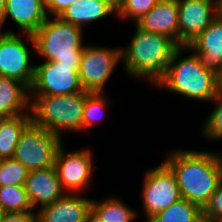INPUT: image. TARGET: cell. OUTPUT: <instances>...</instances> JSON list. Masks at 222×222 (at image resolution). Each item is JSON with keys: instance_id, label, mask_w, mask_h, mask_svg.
Masks as SVG:
<instances>
[{"instance_id": "cell-1", "label": "cell", "mask_w": 222, "mask_h": 222, "mask_svg": "<svg viewBox=\"0 0 222 222\" xmlns=\"http://www.w3.org/2000/svg\"><path fill=\"white\" fill-rule=\"evenodd\" d=\"M164 163L174 173L181 197L201 208L221 182L219 163L214 152L170 151Z\"/></svg>"}, {"instance_id": "cell-2", "label": "cell", "mask_w": 222, "mask_h": 222, "mask_svg": "<svg viewBox=\"0 0 222 222\" xmlns=\"http://www.w3.org/2000/svg\"><path fill=\"white\" fill-rule=\"evenodd\" d=\"M135 29L126 48L121 47V62L129 76L145 77L150 84L156 85L164 77L173 52L179 46L165 35L137 26Z\"/></svg>"}, {"instance_id": "cell-3", "label": "cell", "mask_w": 222, "mask_h": 222, "mask_svg": "<svg viewBox=\"0 0 222 222\" xmlns=\"http://www.w3.org/2000/svg\"><path fill=\"white\" fill-rule=\"evenodd\" d=\"M186 46H179L172 55L164 77L155 85L188 99L212 101L220 92V75L203 67L192 51L181 58Z\"/></svg>"}, {"instance_id": "cell-4", "label": "cell", "mask_w": 222, "mask_h": 222, "mask_svg": "<svg viewBox=\"0 0 222 222\" xmlns=\"http://www.w3.org/2000/svg\"><path fill=\"white\" fill-rule=\"evenodd\" d=\"M86 90L65 95H30L31 123L62 138L82 130Z\"/></svg>"}, {"instance_id": "cell-5", "label": "cell", "mask_w": 222, "mask_h": 222, "mask_svg": "<svg viewBox=\"0 0 222 222\" xmlns=\"http://www.w3.org/2000/svg\"><path fill=\"white\" fill-rule=\"evenodd\" d=\"M48 19L33 34H25L38 56L45 61L79 67L83 52L82 28L63 21L60 17Z\"/></svg>"}, {"instance_id": "cell-6", "label": "cell", "mask_w": 222, "mask_h": 222, "mask_svg": "<svg viewBox=\"0 0 222 222\" xmlns=\"http://www.w3.org/2000/svg\"><path fill=\"white\" fill-rule=\"evenodd\" d=\"M61 145L58 135L30 123L20 135L13 159L29 171L51 168Z\"/></svg>"}, {"instance_id": "cell-7", "label": "cell", "mask_w": 222, "mask_h": 222, "mask_svg": "<svg viewBox=\"0 0 222 222\" xmlns=\"http://www.w3.org/2000/svg\"><path fill=\"white\" fill-rule=\"evenodd\" d=\"M143 179L141 199L145 222L182 198L176 177L164 162L147 171Z\"/></svg>"}, {"instance_id": "cell-8", "label": "cell", "mask_w": 222, "mask_h": 222, "mask_svg": "<svg viewBox=\"0 0 222 222\" xmlns=\"http://www.w3.org/2000/svg\"><path fill=\"white\" fill-rule=\"evenodd\" d=\"M120 61L121 48L84 45L78 70L83 89L104 93V86Z\"/></svg>"}, {"instance_id": "cell-9", "label": "cell", "mask_w": 222, "mask_h": 222, "mask_svg": "<svg viewBox=\"0 0 222 222\" xmlns=\"http://www.w3.org/2000/svg\"><path fill=\"white\" fill-rule=\"evenodd\" d=\"M79 67L60 65L57 61H44L35 65L30 95H65L82 92Z\"/></svg>"}, {"instance_id": "cell-10", "label": "cell", "mask_w": 222, "mask_h": 222, "mask_svg": "<svg viewBox=\"0 0 222 222\" xmlns=\"http://www.w3.org/2000/svg\"><path fill=\"white\" fill-rule=\"evenodd\" d=\"M0 33V76L24 83L29 89L35 74L30 63V50L18 34L11 30Z\"/></svg>"}, {"instance_id": "cell-11", "label": "cell", "mask_w": 222, "mask_h": 222, "mask_svg": "<svg viewBox=\"0 0 222 222\" xmlns=\"http://www.w3.org/2000/svg\"><path fill=\"white\" fill-rule=\"evenodd\" d=\"M63 145L58 149L55 168L59 181L66 193L78 194L89 185L94 172L93 154L90 149L66 153Z\"/></svg>"}, {"instance_id": "cell-12", "label": "cell", "mask_w": 222, "mask_h": 222, "mask_svg": "<svg viewBox=\"0 0 222 222\" xmlns=\"http://www.w3.org/2000/svg\"><path fill=\"white\" fill-rule=\"evenodd\" d=\"M179 46H187L222 12V0H177Z\"/></svg>"}, {"instance_id": "cell-13", "label": "cell", "mask_w": 222, "mask_h": 222, "mask_svg": "<svg viewBox=\"0 0 222 222\" xmlns=\"http://www.w3.org/2000/svg\"><path fill=\"white\" fill-rule=\"evenodd\" d=\"M186 49L195 53L203 67L222 74V12Z\"/></svg>"}, {"instance_id": "cell-14", "label": "cell", "mask_w": 222, "mask_h": 222, "mask_svg": "<svg viewBox=\"0 0 222 222\" xmlns=\"http://www.w3.org/2000/svg\"><path fill=\"white\" fill-rule=\"evenodd\" d=\"M29 202L33 209L52 204L62 198L63 190L55 166L40 170L29 171L24 184Z\"/></svg>"}, {"instance_id": "cell-15", "label": "cell", "mask_w": 222, "mask_h": 222, "mask_svg": "<svg viewBox=\"0 0 222 222\" xmlns=\"http://www.w3.org/2000/svg\"><path fill=\"white\" fill-rule=\"evenodd\" d=\"M92 199L81 194L66 193L52 204L41 208L37 213L38 222H86L91 211Z\"/></svg>"}, {"instance_id": "cell-16", "label": "cell", "mask_w": 222, "mask_h": 222, "mask_svg": "<svg viewBox=\"0 0 222 222\" xmlns=\"http://www.w3.org/2000/svg\"><path fill=\"white\" fill-rule=\"evenodd\" d=\"M135 26L141 30L165 35L179 46V14L177 0H160Z\"/></svg>"}, {"instance_id": "cell-17", "label": "cell", "mask_w": 222, "mask_h": 222, "mask_svg": "<svg viewBox=\"0 0 222 222\" xmlns=\"http://www.w3.org/2000/svg\"><path fill=\"white\" fill-rule=\"evenodd\" d=\"M10 17L24 32L33 35L48 19L45 0H6L5 22Z\"/></svg>"}, {"instance_id": "cell-18", "label": "cell", "mask_w": 222, "mask_h": 222, "mask_svg": "<svg viewBox=\"0 0 222 222\" xmlns=\"http://www.w3.org/2000/svg\"><path fill=\"white\" fill-rule=\"evenodd\" d=\"M26 113H30V89L18 80L0 76V118Z\"/></svg>"}, {"instance_id": "cell-19", "label": "cell", "mask_w": 222, "mask_h": 222, "mask_svg": "<svg viewBox=\"0 0 222 222\" xmlns=\"http://www.w3.org/2000/svg\"><path fill=\"white\" fill-rule=\"evenodd\" d=\"M112 13L116 14L109 5L100 0H77L58 17L84 29V25L96 22Z\"/></svg>"}, {"instance_id": "cell-20", "label": "cell", "mask_w": 222, "mask_h": 222, "mask_svg": "<svg viewBox=\"0 0 222 222\" xmlns=\"http://www.w3.org/2000/svg\"><path fill=\"white\" fill-rule=\"evenodd\" d=\"M30 123V113L0 118V160L13 158L20 135Z\"/></svg>"}, {"instance_id": "cell-21", "label": "cell", "mask_w": 222, "mask_h": 222, "mask_svg": "<svg viewBox=\"0 0 222 222\" xmlns=\"http://www.w3.org/2000/svg\"><path fill=\"white\" fill-rule=\"evenodd\" d=\"M91 210L103 222H131L137 215L135 209L115 196L100 202L92 200Z\"/></svg>"}, {"instance_id": "cell-22", "label": "cell", "mask_w": 222, "mask_h": 222, "mask_svg": "<svg viewBox=\"0 0 222 222\" xmlns=\"http://www.w3.org/2000/svg\"><path fill=\"white\" fill-rule=\"evenodd\" d=\"M148 222H204L202 208L181 198L167 209L153 216Z\"/></svg>"}, {"instance_id": "cell-23", "label": "cell", "mask_w": 222, "mask_h": 222, "mask_svg": "<svg viewBox=\"0 0 222 222\" xmlns=\"http://www.w3.org/2000/svg\"><path fill=\"white\" fill-rule=\"evenodd\" d=\"M0 205L6 213L34 211L24 186L0 187Z\"/></svg>"}, {"instance_id": "cell-24", "label": "cell", "mask_w": 222, "mask_h": 222, "mask_svg": "<svg viewBox=\"0 0 222 222\" xmlns=\"http://www.w3.org/2000/svg\"><path fill=\"white\" fill-rule=\"evenodd\" d=\"M108 98L102 92L86 91V101L83 110L82 131L86 132L89 127L103 120L104 112L109 104Z\"/></svg>"}, {"instance_id": "cell-25", "label": "cell", "mask_w": 222, "mask_h": 222, "mask_svg": "<svg viewBox=\"0 0 222 222\" xmlns=\"http://www.w3.org/2000/svg\"><path fill=\"white\" fill-rule=\"evenodd\" d=\"M29 170L12 159L0 160V187L24 186Z\"/></svg>"}, {"instance_id": "cell-26", "label": "cell", "mask_w": 222, "mask_h": 222, "mask_svg": "<svg viewBox=\"0 0 222 222\" xmlns=\"http://www.w3.org/2000/svg\"><path fill=\"white\" fill-rule=\"evenodd\" d=\"M211 102L216 105L203 125L202 134L207 140L216 141L222 138V90Z\"/></svg>"}, {"instance_id": "cell-27", "label": "cell", "mask_w": 222, "mask_h": 222, "mask_svg": "<svg viewBox=\"0 0 222 222\" xmlns=\"http://www.w3.org/2000/svg\"><path fill=\"white\" fill-rule=\"evenodd\" d=\"M160 0H121L120 8L116 13L121 19H132L136 23L148 13Z\"/></svg>"}, {"instance_id": "cell-28", "label": "cell", "mask_w": 222, "mask_h": 222, "mask_svg": "<svg viewBox=\"0 0 222 222\" xmlns=\"http://www.w3.org/2000/svg\"><path fill=\"white\" fill-rule=\"evenodd\" d=\"M202 217L204 222H214L222 217V181L202 208Z\"/></svg>"}, {"instance_id": "cell-29", "label": "cell", "mask_w": 222, "mask_h": 222, "mask_svg": "<svg viewBox=\"0 0 222 222\" xmlns=\"http://www.w3.org/2000/svg\"><path fill=\"white\" fill-rule=\"evenodd\" d=\"M77 0H45V7L48 15L58 17L68 6Z\"/></svg>"}, {"instance_id": "cell-30", "label": "cell", "mask_w": 222, "mask_h": 222, "mask_svg": "<svg viewBox=\"0 0 222 222\" xmlns=\"http://www.w3.org/2000/svg\"><path fill=\"white\" fill-rule=\"evenodd\" d=\"M37 213L34 211L5 213L0 222H36Z\"/></svg>"}, {"instance_id": "cell-31", "label": "cell", "mask_w": 222, "mask_h": 222, "mask_svg": "<svg viewBox=\"0 0 222 222\" xmlns=\"http://www.w3.org/2000/svg\"><path fill=\"white\" fill-rule=\"evenodd\" d=\"M5 7H6V0H0V29L3 27L5 23Z\"/></svg>"}, {"instance_id": "cell-32", "label": "cell", "mask_w": 222, "mask_h": 222, "mask_svg": "<svg viewBox=\"0 0 222 222\" xmlns=\"http://www.w3.org/2000/svg\"><path fill=\"white\" fill-rule=\"evenodd\" d=\"M109 5L116 13L118 12L121 4V0H100Z\"/></svg>"}, {"instance_id": "cell-33", "label": "cell", "mask_w": 222, "mask_h": 222, "mask_svg": "<svg viewBox=\"0 0 222 222\" xmlns=\"http://www.w3.org/2000/svg\"><path fill=\"white\" fill-rule=\"evenodd\" d=\"M86 222H103L97 215L91 210L86 218Z\"/></svg>"}, {"instance_id": "cell-34", "label": "cell", "mask_w": 222, "mask_h": 222, "mask_svg": "<svg viewBox=\"0 0 222 222\" xmlns=\"http://www.w3.org/2000/svg\"><path fill=\"white\" fill-rule=\"evenodd\" d=\"M215 156H216L218 163H219L220 175H221V181H222V154L215 152Z\"/></svg>"}, {"instance_id": "cell-35", "label": "cell", "mask_w": 222, "mask_h": 222, "mask_svg": "<svg viewBox=\"0 0 222 222\" xmlns=\"http://www.w3.org/2000/svg\"><path fill=\"white\" fill-rule=\"evenodd\" d=\"M5 213H6V212H5L4 208L1 207V205H0V221L3 219Z\"/></svg>"}, {"instance_id": "cell-36", "label": "cell", "mask_w": 222, "mask_h": 222, "mask_svg": "<svg viewBox=\"0 0 222 222\" xmlns=\"http://www.w3.org/2000/svg\"><path fill=\"white\" fill-rule=\"evenodd\" d=\"M220 89L222 90V74L220 75Z\"/></svg>"}, {"instance_id": "cell-37", "label": "cell", "mask_w": 222, "mask_h": 222, "mask_svg": "<svg viewBox=\"0 0 222 222\" xmlns=\"http://www.w3.org/2000/svg\"><path fill=\"white\" fill-rule=\"evenodd\" d=\"M214 222H222V217L217 219V220H215Z\"/></svg>"}]
</instances>
